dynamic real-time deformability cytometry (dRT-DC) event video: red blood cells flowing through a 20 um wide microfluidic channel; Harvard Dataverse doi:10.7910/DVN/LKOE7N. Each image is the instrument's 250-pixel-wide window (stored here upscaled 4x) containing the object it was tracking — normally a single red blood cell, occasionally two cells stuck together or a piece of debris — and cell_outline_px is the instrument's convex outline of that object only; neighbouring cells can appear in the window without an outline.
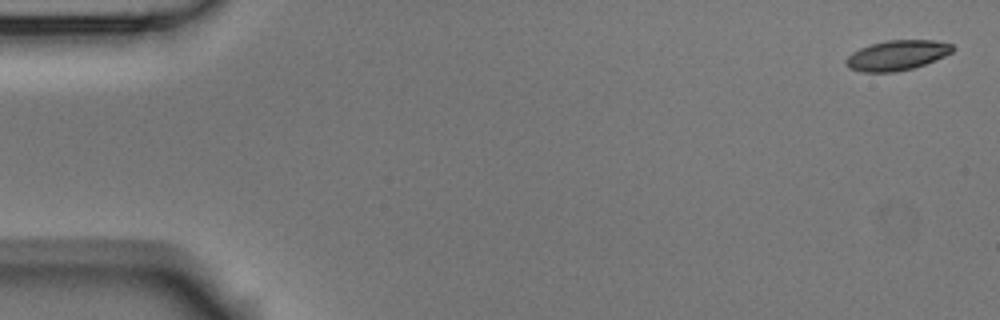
{"species": "Egyptian fruit bat (a non-hibernating species)", "species_latin": "Rousettus aegyptiacus", "temperature_condition": "room temperature", "stored_images_in_passage": 10, "camera_frame_rate_fps": 3000, "um_per_image_px": 0.085, "animal": {"sex": "male"}, "frame": {"image": 1, "passage_image": 1, "time_ms": 0.0, "image_size_px": [1000, 320], "cell_outline_px": [[956, 48], [952, 52], [944, 56], [924, 64], [912, 68], [896, 72], [864, 72], [848, 68], [844, 64], [844, 60], [852, 52], [860, 48], [872, 44], [888, 40], [936, 40], [952, 44]], "centroid_in_image_um": [76.23, 4.7], "position_along_channel_um": 8.8, "area_um2": 18.67}}
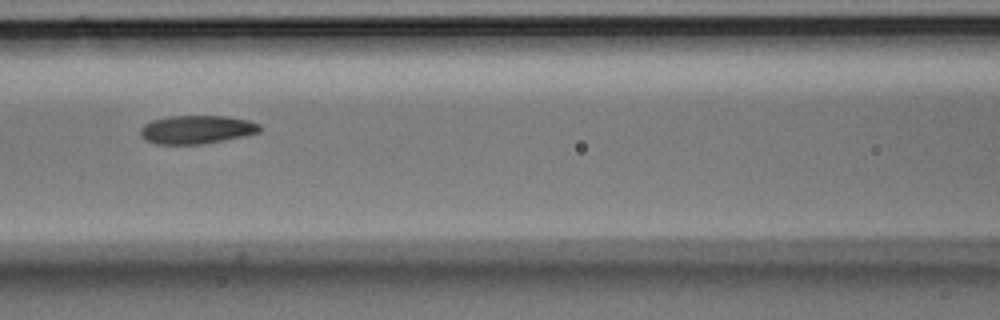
{"frame": {"image": 2, "passage_image": 6, "time_ms": 7.667, "image_size_px": [1000, 320], "cell_outline_px": [[264, 128], [260, 132], [244, 136], [224, 140], [200, 144], [156, 144], [144, 140], [140, 136], [140, 128], [144, 124], [152, 120], [168, 116], [228, 116], [248, 120], [260, 124]], "centroid_in_image_um": [16.72, 11.01], "position_along_channel_um": 149.9, "area_um2": 20.0}}
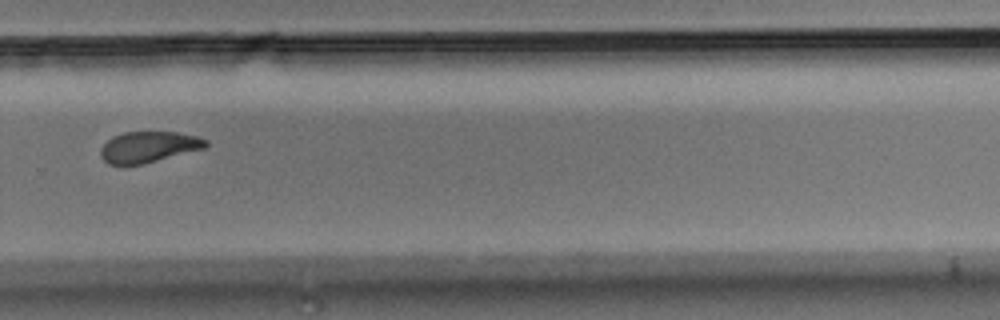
{"frame": {"image": 3, "passage_image": 10, "time_ms": 12.333, "image_size_px": [1000, 320], "cell_outline_px": [[208, 144], [204, 148], [144, 164], [108, 164], [100, 156], [100, 148], [112, 136], [124, 132], [176, 132], [196, 136], [208, 140]], "centroid_in_image_um": [12.62, 12.48], "position_along_channel_um": 317.2, "area_um2": 18.9}}